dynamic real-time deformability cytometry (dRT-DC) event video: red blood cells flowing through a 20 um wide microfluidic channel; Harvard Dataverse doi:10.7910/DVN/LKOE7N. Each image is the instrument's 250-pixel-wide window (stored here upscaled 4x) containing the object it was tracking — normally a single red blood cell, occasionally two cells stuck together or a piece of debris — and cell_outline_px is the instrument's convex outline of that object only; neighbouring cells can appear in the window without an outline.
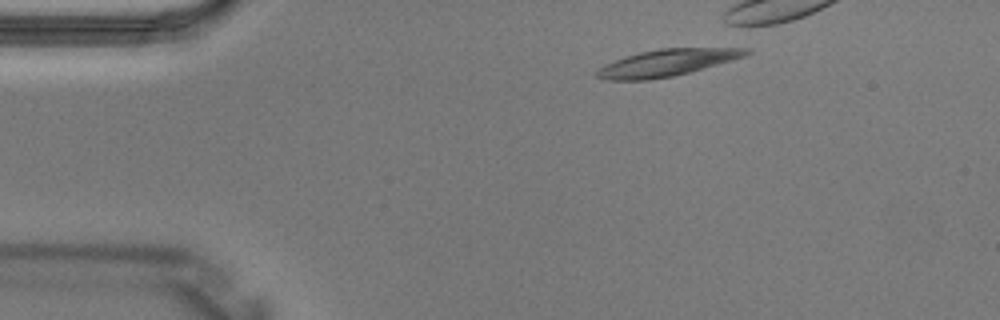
{"species": "Egyptian fruit bat (a non-hibernating species)", "species_latin": "Rousettus aegyptiacus", "temperature_condition": "warm", "stored_images_in_passage": 3, "camera_frame_rate_fps": 3000, "um_per_image_px": 0.085, "animal": {"sex": "male"}, "frame": {"image": 1, "passage_image": 1, "time_ms": 0.0, "image_size_px": [1000, 320], "cell_outline_px": [[752, 52], [744, 56], [732, 60], [688, 72], [672, 76], [648, 80], [608, 80], [596, 76], [596, 72], [604, 64], [640, 52], [660, 48], [752, 48]], "centroid_in_image_um": [56.7, 5.33], "position_along_channel_um": 28.3, "area_um2": 22.95}}